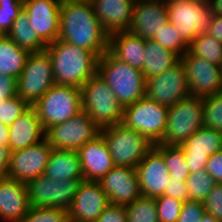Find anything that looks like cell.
Wrapping results in <instances>:
<instances>
[{"mask_svg": "<svg viewBox=\"0 0 222 222\" xmlns=\"http://www.w3.org/2000/svg\"><path fill=\"white\" fill-rule=\"evenodd\" d=\"M58 39L92 51L98 58L109 47V34L103 29L91 2L62 0Z\"/></svg>", "mask_w": 222, "mask_h": 222, "instance_id": "6da1fadb", "label": "cell"}, {"mask_svg": "<svg viewBox=\"0 0 222 222\" xmlns=\"http://www.w3.org/2000/svg\"><path fill=\"white\" fill-rule=\"evenodd\" d=\"M52 61L55 84L81 88L97 73L98 57L89 50L57 39L45 50Z\"/></svg>", "mask_w": 222, "mask_h": 222, "instance_id": "7a4b0ae2", "label": "cell"}, {"mask_svg": "<svg viewBox=\"0 0 222 222\" xmlns=\"http://www.w3.org/2000/svg\"><path fill=\"white\" fill-rule=\"evenodd\" d=\"M97 74L123 107L145 96L146 79L142 71L118 60L108 50L97 60Z\"/></svg>", "mask_w": 222, "mask_h": 222, "instance_id": "3957f363", "label": "cell"}, {"mask_svg": "<svg viewBox=\"0 0 222 222\" xmlns=\"http://www.w3.org/2000/svg\"><path fill=\"white\" fill-rule=\"evenodd\" d=\"M82 108L100 128L122 123L124 107L96 73L81 87Z\"/></svg>", "mask_w": 222, "mask_h": 222, "instance_id": "277c9868", "label": "cell"}, {"mask_svg": "<svg viewBox=\"0 0 222 222\" xmlns=\"http://www.w3.org/2000/svg\"><path fill=\"white\" fill-rule=\"evenodd\" d=\"M32 107L46 130L83 110L81 88L54 84Z\"/></svg>", "mask_w": 222, "mask_h": 222, "instance_id": "5b68a950", "label": "cell"}, {"mask_svg": "<svg viewBox=\"0 0 222 222\" xmlns=\"http://www.w3.org/2000/svg\"><path fill=\"white\" fill-rule=\"evenodd\" d=\"M115 166L136 168L154 146L145 136L123 123L100 129Z\"/></svg>", "mask_w": 222, "mask_h": 222, "instance_id": "8992f818", "label": "cell"}, {"mask_svg": "<svg viewBox=\"0 0 222 222\" xmlns=\"http://www.w3.org/2000/svg\"><path fill=\"white\" fill-rule=\"evenodd\" d=\"M203 126V97L181 99L168 107L167 126L159 144L181 146Z\"/></svg>", "mask_w": 222, "mask_h": 222, "instance_id": "52a82bcc", "label": "cell"}, {"mask_svg": "<svg viewBox=\"0 0 222 222\" xmlns=\"http://www.w3.org/2000/svg\"><path fill=\"white\" fill-rule=\"evenodd\" d=\"M168 119V107L143 97L124 107L122 123L145 136L152 144L162 141Z\"/></svg>", "mask_w": 222, "mask_h": 222, "instance_id": "ba28073f", "label": "cell"}, {"mask_svg": "<svg viewBox=\"0 0 222 222\" xmlns=\"http://www.w3.org/2000/svg\"><path fill=\"white\" fill-rule=\"evenodd\" d=\"M54 84L49 54L46 51L30 53L17 78V96L33 106Z\"/></svg>", "mask_w": 222, "mask_h": 222, "instance_id": "9c48e42d", "label": "cell"}, {"mask_svg": "<svg viewBox=\"0 0 222 222\" xmlns=\"http://www.w3.org/2000/svg\"><path fill=\"white\" fill-rule=\"evenodd\" d=\"M168 21L189 45L202 33H207L213 20L210 8L189 0H167Z\"/></svg>", "mask_w": 222, "mask_h": 222, "instance_id": "30bf717a", "label": "cell"}, {"mask_svg": "<svg viewBox=\"0 0 222 222\" xmlns=\"http://www.w3.org/2000/svg\"><path fill=\"white\" fill-rule=\"evenodd\" d=\"M84 179L55 180L42 174L27 185L30 207H58L69 210L78 185Z\"/></svg>", "mask_w": 222, "mask_h": 222, "instance_id": "8fae6325", "label": "cell"}, {"mask_svg": "<svg viewBox=\"0 0 222 222\" xmlns=\"http://www.w3.org/2000/svg\"><path fill=\"white\" fill-rule=\"evenodd\" d=\"M100 134V128L82 110L69 120L45 130V139L53 149L78 150Z\"/></svg>", "mask_w": 222, "mask_h": 222, "instance_id": "7c38bea8", "label": "cell"}, {"mask_svg": "<svg viewBox=\"0 0 222 222\" xmlns=\"http://www.w3.org/2000/svg\"><path fill=\"white\" fill-rule=\"evenodd\" d=\"M187 77L181 61L165 72L146 78L145 97L167 107L189 97Z\"/></svg>", "mask_w": 222, "mask_h": 222, "instance_id": "4fadbf2b", "label": "cell"}, {"mask_svg": "<svg viewBox=\"0 0 222 222\" xmlns=\"http://www.w3.org/2000/svg\"><path fill=\"white\" fill-rule=\"evenodd\" d=\"M190 96L206 97L222 92L219 65L187 51L181 58Z\"/></svg>", "mask_w": 222, "mask_h": 222, "instance_id": "5bb4252c", "label": "cell"}, {"mask_svg": "<svg viewBox=\"0 0 222 222\" xmlns=\"http://www.w3.org/2000/svg\"><path fill=\"white\" fill-rule=\"evenodd\" d=\"M52 149L44 139L22 150L10 152L7 177L27 183L44 174Z\"/></svg>", "mask_w": 222, "mask_h": 222, "instance_id": "9a60e30c", "label": "cell"}, {"mask_svg": "<svg viewBox=\"0 0 222 222\" xmlns=\"http://www.w3.org/2000/svg\"><path fill=\"white\" fill-rule=\"evenodd\" d=\"M62 0H23L30 26L39 38L49 45L59 37L60 10Z\"/></svg>", "mask_w": 222, "mask_h": 222, "instance_id": "2e32d148", "label": "cell"}, {"mask_svg": "<svg viewBox=\"0 0 222 222\" xmlns=\"http://www.w3.org/2000/svg\"><path fill=\"white\" fill-rule=\"evenodd\" d=\"M109 204L98 181L82 180L68 210L69 222H95Z\"/></svg>", "mask_w": 222, "mask_h": 222, "instance_id": "e0dca14e", "label": "cell"}, {"mask_svg": "<svg viewBox=\"0 0 222 222\" xmlns=\"http://www.w3.org/2000/svg\"><path fill=\"white\" fill-rule=\"evenodd\" d=\"M98 182L113 205L127 206L142 196L136 168L115 166Z\"/></svg>", "mask_w": 222, "mask_h": 222, "instance_id": "ac0fdd59", "label": "cell"}, {"mask_svg": "<svg viewBox=\"0 0 222 222\" xmlns=\"http://www.w3.org/2000/svg\"><path fill=\"white\" fill-rule=\"evenodd\" d=\"M136 171L142 196L157 198L164 195L170 175L166 168L162 152L155 145L137 165Z\"/></svg>", "mask_w": 222, "mask_h": 222, "instance_id": "d6986e66", "label": "cell"}, {"mask_svg": "<svg viewBox=\"0 0 222 222\" xmlns=\"http://www.w3.org/2000/svg\"><path fill=\"white\" fill-rule=\"evenodd\" d=\"M190 173L205 169L208 158L222 151V132L201 127L181 146Z\"/></svg>", "mask_w": 222, "mask_h": 222, "instance_id": "ffe728a7", "label": "cell"}, {"mask_svg": "<svg viewBox=\"0 0 222 222\" xmlns=\"http://www.w3.org/2000/svg\"><path fill=\"white\" fill-rule=\"evenodd\" d=\"M167 22V0H138L127 31L151 39Z\"/></svg>", "mask_w": 222, "mask_h": 222, "instance_id": "44dd1931", "label": "cell"}, {"mask_svg": "<svg viewBox=\"0 0 222 222\" xmlns=\"http://www.w3.org/2000/svg\"><path fill=\"white\" fill-rule=\"evenodd\" d=\"M84 180L99 181L115 164L104 137L99 134L77 150Z\"/></svg>", "mask_w": 222, "mask_h": 222, "instance_id": "7402d4cb", "label": "cell"}, {"mask_svg": "<svg viewBox=\"0 0 222 222\" xmlns=\"http://www.w3.org/2000/svg\"><path fill=\"white\" fill-rule=\"evenodd\" d=\"M29 207L26 183L7 176L0 179V221L20 222Z\"/></svg>", "mask_w": 222, "mask_h": 222, "instance_id": "603a6c76", "label": "cell"}, {"mask_svg": "<svg viewBox=\"0 0 222 222\" xmlns=\"http://www.w3.org/2000/svg\"><path fill=\"white\" fill-rule=\"evenodd\" d=\"M45 139V130L30 106L9 126L8 149L10 152L22 150Z\"/></svg>", "mask_w": 222, "mask_h": 222, "instance_id": "cb8c5ba5", "label": "cell"}, {"mask_svg": "<svg viewBox=\"0 0 222 222\" xmlns=\"http://www.w3.org/2000/svg\"><path fill=\"white\" fill-rule=\"evenodd\" d=\"M134 0H92V6L103 29L112 33L127 31L133 14Z\"/></svg>", "mask_w": 222, "mask_h": 222, "instance_id": "d4e9b609", "label": "cell"}, {"mask_svg": "<svg viewBox=\"0 0 222 222\" xmlns=\"http://www.w3.org/2000/svg\"><path fill=\"white\" fill-rule=\"evenodd\" d=\"M108 51L118 60L142 69L145 56V39L128 31L109 35Z\"/></svg>", "mask_w": 222, "mask_h": 222, "instance_id": "484cf974", "label": "cell"}, {"mask_svg": "<svg viewBox=\"0 0 222 222\" xmlns=\"http://www.w3.org/2000/svg\"><path fill=\"white\" fill-rule=\"evenodd\" d=\"M44 175L55 180L84 179L77 150L52 149Z\"/></svg>", "mask_w": 222, "mask_h": 222, "instance_id": "4316f807", "label": "cell"}, {"mask_svg": "<svg viewBox=\"0 0 222 222\" xmlns=\"http://www.w3.org/2000/svg\"><path fill=\"white\" fill-rule=\"evenodd\" d=\"M180 61V57L162 47L152 39H145V56L141 69L145 79L159 75L172 68Z\"/></svg>", "mask_w": 222, "mask_h": 222, "instance_id": "83f0119b", "label": "cell"}, {"mask_svg": "<svg viewBox=\"0 0 222 222\" xmlns=\"http://www.w3.org/2000/svg\"><path fill=\"white\" fill-rule=\"evenodd\" d=\"M30 52L20 48L7 35L0 36V73L18 78Z\"/></svg>", "mask_w": 222, "mask_h": 222, "instance_id": "f1b7e54d", "label": "cell"}, {"mask_svg": "<svg viewBox=\"0 0 222 222\" xmlns=\"http://www.w3.org/2000/svg\"><path fill=\"white\" fill-rule=\"evenodd\" d=\"M29 22L26 12L22 10L7 35L18 47L26 49L30 53L45 51L47 45L39 38Z\"/></svg>", "mask_w": 222, "mask_h": 222, "instance_id": "f546056e", "label": "cell"}, {"mask_svg": "<svg viewBox=\"0 0 222 222\" xmlns=\"http://www.w3.org/2000/svg\"><path fill=\"white\" fill-rule=\"evenodd\" d=\"M155 146L162 152L170 178L186 181L190 171L183 149L180 146H169L159 143L155 144Z\"/></svg>", "mask_w": 222, "mask_h": 222, "instance_id": "4dcf8cb0", "label": "cell"}, {"mask_svg": "<svg viewBox=\"0 0 222 222\" xmlns=\"http://www.w3.org/2000/svg\"><path fill=\"white\" fill-rule=\"evenodd\" d=\"M188 51L212 64L220 65L222 60V43L208 33L197 35L189 44Z\"/></svg>", "mask_w": 222, "mask_h": 222, "instance_id": "1f68e13d", "label": "cell"}, {"mask_svg": "<svg viewBox=\"0 0 222 222\" xmlns=\"http://www.w3.org/2000/svg\"><path fill=\"white\" fill-rule=\"evenodd\" d=\"M124 208L127 222H159L155 198L141 196Z\"/></svg>", "mask_w": 222, "mask_h": 222, "instance_id": "d6a6232c", "label": "cell"}, {"mask_svg": "<svg viewBox=\"0 0 222 222\" xmlns=\"http://www.w3.org/2000/svg\"><path fill=\"white\" fill-rule=\"evenodd\" d=\"M215 184V180L205 169L190 173L186 179L189 200L203 203Z\"/></svg>", "mask_w": 222, "mask_h": 222, "instance_id": "836d02e7", "label": "cell"}, {"mask_svg": "<svg viewBox=\"0 0 222 222\" xmlns=\"http://www.w3.org/2000/svg\"><path fill=\"white\" fill-rule=\"evenodd\" d=\"M151 39L176 53L180 58L188 51L189 45L181 38L175 26L169 21Z\"/></svg>", "mask_w": 222, "mask_h": 222, "instance_id": "e575fe53", "label": "cell"}, {"mask_svg": "<svg viewBox=\"0 0 222 222\" xmlns=\"http://www.w3.org/2000/svg\"><path fill=\"white\" fill-rule=\"evenodd\" d=\"M204 127L222 132V92L203 97Z\"/></svg>", "mask_w": 222, "mask_h": 222, "instance_id": "d590c367", "label": "cell"}, {"mask_svg": "<svg viewBox=\"0 0 222 222\" xmlns=\"http://www.w3.org/2000/svg\"><path fill=\"white\" fill-rule=\"evenodd\" d=\"M20 222H69V214L58 207H29Z\"/></svg>", "mask_w": 222, "mask_h": 222, "instance_id": "8d00e7d4", "label": "cell"}, {"mask_svg": "<svg viewBox=\"0 0 222 222\" xmlns=\"http://www.w3.org/2000/svg\"><path fill=\"white\" fill-rule=\"evenodd\" d=\"M159 222H177L183 201L162 195L155 198Z\"/></svg>", "mask_w": 222, "mask_h": 222, "instance_id": "74e56055", "label": "cell"}, {"mask_svg": "<svg viewBox=\"0 0 222 222\" xmlns=\"http://www.w3.org/2000/svg\"><path fill=\"white\" fill-rule=\"evenodd\" d=\"M23 10V0H0V32L7 34Z\"/></svg>", "mask_w": 222, "mask_h": 222, "instance_id": "f35d334b", "label": "cell"}, {"mask_svg": "<svg viewBox=\"0 0 222 222\" xmlns=\"http://www.w3.org/2000/svg\"><path fill=\"white\" fill-rule=\"evenodd\" d=\"M30 106L17 95L0 104V121L10 126Z\"/></svg>", "mask_w": 222, "mask_h": 222, "instance_id": "ab89813d", "label": "cell"}, {"mask_svg": "<svg viewBox=\"0 0 222 222\" xmlns=\"http://www.w3.org/2000/svg\"><path fill=\"white\" fill-rule=\"evenodd\" d=\"M207 214L222 221V184L216 183L203 202Z\"/></svg>", "mask_w": 222, "mask_h": 222, "instance_id": "60d3db41", "label": "cell"}, {"mask_svg": "<svg viewBox=\"0 0 222 222\" xmlns=\"http://www.w3.org/2000/svg\"><path fill=\"white\" fill-rule=\"evenodd\" d=\"M206 213L202 202L187 200L183 203L177 222H201Z\"/></svg>", "mask_w": 222, "mask_h": 222, "instance_id": "b9f144b4", "label": "cell"}, {"mask_svg": "<svg viewBox=\"0 0 222 222\" xmlns=\"http://www.w3.org/2000/svg\"><path fill=\"white\" fill-rule=\"evenodd\" d=\"M95 222H127L124 206L109 204Z\"/></svg>", "mask_w": 222, "mask_h": 222, "instance_id": "7bdbcfd3", "label": "cell"}, {"mask_svg": "<svg viewBox=\"0 0 222 222\" xmlns=\"http://www.w3.org/2000/svg\"><path fill=\"white\" fill-rule=\"evenodd\" d=\"M164 195L173 197L183 202L189 200V193L186 186V181L170 178L168 186H166Z\"/></svg>", "mask_w": 222, "mask_h": 222, "instance_id": "ee69618b", "label": "cell"}, {"mask_svg": "<svg viewBox=\"0 0 222 222\" xmlns=\"http://www.w3.org/2000/svg\"><path fill=\"white\" fill-rule=\"evenodd\" d=\"M17 95V79L0 73V104Z\"/></svg>", "mask_w": 222, "mask_h": 222, "instance_id": "f6af8a7d", "label": "cell"}, {"mask_svg": "<svg viewBox=\"0 0 222 222\" xmlns=\"http://www.w3.org/2000/svg\"><path fill=\"white\" fill-rule=\"evenodd\" d=\"M205 170L216 183L222 184V151L216 152L208 158Z\"/></svg>", "mask_w": 222, "mask_h": 222, "instance_id": "bcb514c9", "label": "cell"}, {"mask_svg": "<svg viewBox=\"0 0 222 222\" xmlns=\"http://www.w3.org/2000/svg\"><path fill=\"white\" fill-rule=\"evenodd\" d=\"M207 33L222 43V16L214 15Z\"/></svg>", "mask_w": 222, "mask_h": 222, "instance_id": "7dc6e473", "label": "cell"}, {"mask_svg": "<svg viewBox=\"0 0 222 222\" xmlns=\"http://www.w3.org/2000/svg\"><path fill=\"white\" fill-rule=\"evenodd\" d=\"M10 151L8 147L0 145V179L7 176Z\"/></svg>", "mask_w": 222, "mask_h": 222, "instance_id": "c3c4849f", "label": "cell"}, {"mask_svg": "<svg viewBox=\"0 0 222 222\" xmlns=\"http://www.w3.org/2000/svg\"><path fill=\"white\" fill-rule=\"evenodd\" d=\"M9 126L0 121V145L8 147Z\"/></svg>", "mask_w": 222, "mask_h": 222, "instance_id": "681fc988", "label": "cell"}, {"mask_svg": "<svg viewBox=\"0 0 222 222\" xmlns=\"http://www.w3.org/2000/svg\"><path fill=\"white\" fill-rule=\"evenodd\" d=\"M208 7L213 15L222 16V0H212Z\"/></svg>", "mask_w": 222, "mask_h": 222, "instance_id": "f907efd6", "label": "cell"}, {"mask_svg": "<svg viewBox=\"0 0 222 222\" xmlns=\"http://www.w3.org/2000/svg\"><path fill=\"white\" fill-rule=\"evenodd\" d=\"M201 222H222V221L219 219H216L214 216L210 214L205 213Z\"/></svg>", "mask_w": 222, "mask_h": 222, "instance_id": "816d5d0a", "label": "cell"}, {"mask_svg": "<svg viewBox=\"0 0 222 222\" xmlns=\"http://www.w3.org/2000/svg\"><path fill=\"white\" fill-rule=\"evenodd\" d=\"M189 1L205 4V5L208 6L211 3L212 0H189Z\"/></svg>", "mask_w": 222, "mask_h": 222, "instance_id": "f5cc1de1", "label": "cell"}, {"mask_svg": "<svg viewBox=\"0 0 222 222\" xmlns=\"http://www.w3.org/2000/svg\"><path fill=\"white\" fill-rule=\"evenodd\" d=\"M70 2H91L92 0H66Z\"/></svg>", "mask_w": 222, "mask_h": 222, "instance_id": "db71d44e", "label": "cell"}, {"mask_svg": "<svg viewBox=\"0 0 222 222\" xmlns=\"http://www.w3.org/2000/svg\"><path fill=\"white\" fill-rule=\"evenodd\" d=\"M219 69H220L221 88H222V60H221V63H220V65H219Z\"/></svg>", "mask_w": 222, "mask_h": 222, "instance_id": "11a10c76", "label": "cell"}]
</instances>
